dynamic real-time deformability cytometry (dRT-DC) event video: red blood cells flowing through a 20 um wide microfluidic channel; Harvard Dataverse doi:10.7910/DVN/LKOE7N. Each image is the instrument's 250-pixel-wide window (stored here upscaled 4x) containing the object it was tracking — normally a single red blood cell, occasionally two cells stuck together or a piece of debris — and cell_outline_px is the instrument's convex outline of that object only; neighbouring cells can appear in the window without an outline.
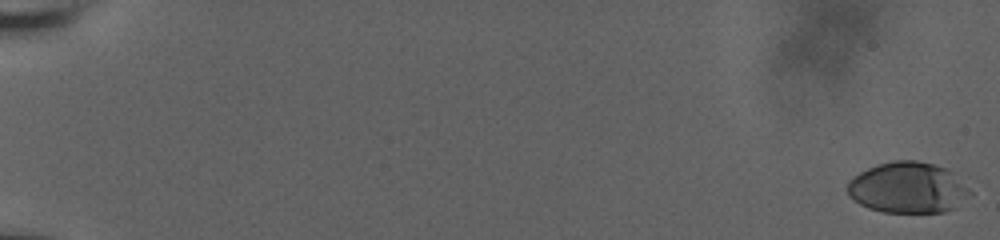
{"species": "human", "species_latin": "Homo sapiens", "temperature_condition": "room temperature", "stored_images_in_passage": 60, "camera_frame_rate_fps": 3000, "um_per_image_px": 0.085, "donor": {"sex": "male"}, "frame": {"image": 1, "passage_image": 1, "time_ms": 0.0, "image_size_px": [1000, 240], "cell_outline_px": [[972, 192], [956, 208], [944, 212], [884, 212], [868, 208], [860, 204], [848, 196], [848, 180], [860, 172], [868, 168], [892, 160], [916, 160], [932, 164], [944, 168], [952, 172]], "centroid_in_image_um": [77.15, 15.96], "position_along_channel_um": 7.8, "area_um2": 36.24}}
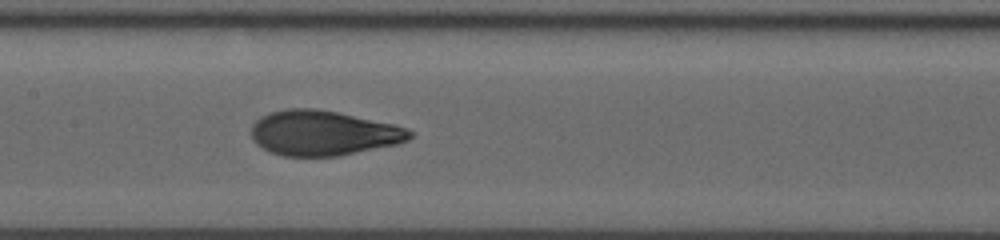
{"frame": {"image": 2, "passage_image": 33, "time_ms": 10.667, "image_size_px": [1000, 240], "cell_outline_px": [[412, 136], [408, 140], [396, 144], [340, 156], [284, 156], [268, 152], [256, 144], [252, 140], [252, 124], [256, 120], [272, 112], [288, 108], [316, 108], [336, 112], [392, 124], [408, 128], [412, 132]], "centroid_in_image_um": [27.45, 11.32], "position_along_channel_um": 180.0, "area_um2": 41.38}}
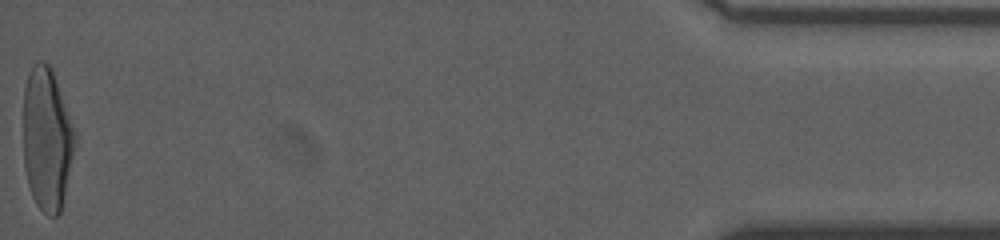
{"frame": {"image": 3, "passage_image": 60, "time_ms": 19.667, "image_size_px": [1000, 240], "cell_outline_px": [[76, 140], [60, 212], [56, 216], [48, 216], [36, 204], [32, 196], [28, 184], [24, 168], [24, 88], [28, 72], [32, 64], [36, 60], [44, 60], [52, 68], [76, 136]], "centroid_in_image_um": [3.96, 11.78], "position_along_channel_um": 431.2, "area_um2": 42.66}, "authors_computed_cell_mechanics": {"area_um2": 40.3444, "velocity_mm_per_s": 3.7426, "shape_relaxation_time_tau1_ms": 5.2301, "shape_relaxation_time_tau2_ms": 0.7935, "deformation_change_tau1": 0.2139, "deformation_change_tau2": 0.063}}